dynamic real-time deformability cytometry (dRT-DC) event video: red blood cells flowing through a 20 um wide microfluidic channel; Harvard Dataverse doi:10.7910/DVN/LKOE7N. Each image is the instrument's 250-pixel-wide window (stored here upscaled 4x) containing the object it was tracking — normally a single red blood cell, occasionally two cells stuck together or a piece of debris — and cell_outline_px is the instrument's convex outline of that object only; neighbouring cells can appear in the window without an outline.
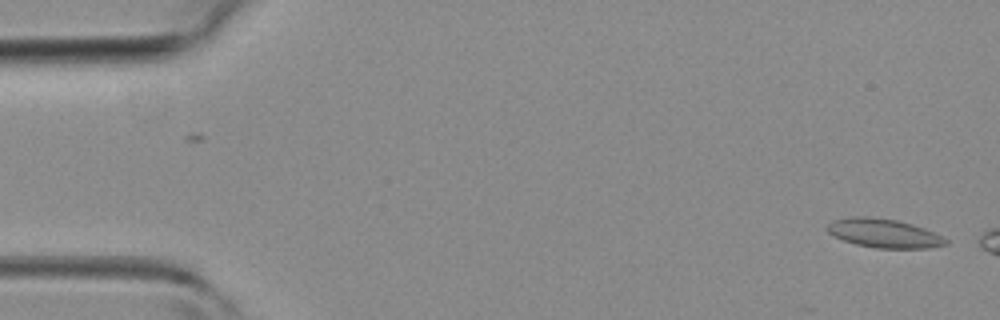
{"species": "common noctule bat (a hibernating species)", "species_latin": "Nyctalus noctula", "temperature_condition": "room temperature", "stored_images_in_passage": 6, "camera_frame_rate_fps": 3000, "um_per_image_px": 0.085, "animal": {"sex": "female", "body_mass_g": 19.3, "forearm_length_mm": 54.1}, "frame": {"image": 1, "passage_image": 1, "time_ms": 0.0, "image_size_px": [1000, 320], "cell_outline_px": [[948, 244], [928, 248], [876, 248], [856, 244], [844, 240], [828, 232], [824, 228], [832, 220], [852, 216], [864, 216], [896, 220], [912, 224], [924, 228], [948, 240]], "centroid_in_image_um": [75.1, 19.82], "position_along_channel_um": 9.9, "area_um2": 19.77}}